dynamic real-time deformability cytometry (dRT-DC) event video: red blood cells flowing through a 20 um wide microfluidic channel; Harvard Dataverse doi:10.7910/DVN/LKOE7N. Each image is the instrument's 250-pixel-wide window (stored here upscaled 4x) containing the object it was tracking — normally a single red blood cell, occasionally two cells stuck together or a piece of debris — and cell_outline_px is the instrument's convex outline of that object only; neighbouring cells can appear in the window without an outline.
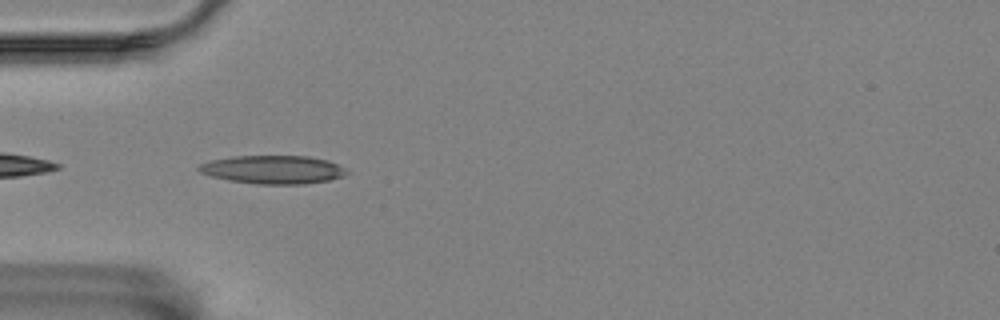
{"species": "Egyptian fruit bat (a non-hibernating species)", "species_latin": "Rousettus aegyptiacus", "temperature_condition": "room temperature", "stored_images_in_passage": 1, "camera_frame_rate_fps": 3000, "um_per_image_px": 0.085, "animal": {"sex": "female"}, "frame": {"image": 1, "passage_image": 1, "time_ms": 0.0, "image_size_px": [1000, 320], "cell_outline_px": [[348, 172], [344, 176], [328, 180], [304, 184], [256, 184], [228, 180], [212, 176], [200, 172], [196, 168], [200, 164], [212, 160], [232, 156], [308, 156], [328, 160], [344, 168]], "centroid_in_image_um": [23.2, 14.41], "position_along_channel_um": 61.8, "area_um2": 24.33}}